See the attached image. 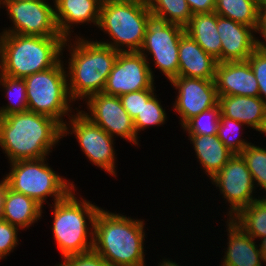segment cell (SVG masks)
Returning <instances> with one entry per match:
<instances>
[{
	"label": "cell",
	"instance_id": "6da1fadb",
	"mask_svg": "<svg viewBox=\"0 0 266 266\" xmlns=\"http://www.w3.org/2000/svg\"><path fill=\"white\" fill-rule=\"evenodd\" d=\"M61 138L62 126L49 116L27 110L0 117V148L8 163L49 157Z\"/></svg>",
	"mask_w": 266,
	"mask_h": 266
},
{
	"label": "cell",
	"instance_id": "7a4b0ae2",
	"mask_svg": "<svg viewBox=\"0 0 266 266\" xmlns=\"http://www.w3.org/2000/svg\"><path fill=\"white\" fill-rule=\"evenodd\" d=\"M144 222L100 208L94 220L93 250L111 266H146Z\"/></svg>",
	"mask_w": 266,
	"mask_h": 266
},
{
	"label": "cell",
	"instance_id": "3957f363",
	"mask_svg": "<svg viewBox=\"0 0 266 266\" xmlns=\"http://www.w3.org/2000/svg\"><path fill=\"white\" fill-rule=\"evenodd\" d=\"M72 39H66L63 45V52L65 49L69 52L66 67L68 92L74 103L79 99L84 102L103 92L119 52L77 34Z\"/></svg>",
	"mask_w": 266,
	"mask_h": 266
},
{
	"label": "cell",
	"instance_id": "277c9868",
	"mask_svg": "<svg viewBox=\"0 0 266 266\" xmlns=\"http://www.w3.org/2000/svg\"><path fill=\"white\" fill-rule=\"evenodd\" d=\"M65 40L63 36L41 37L0 33L2 74L25 78L54 67L65 58Z\"/></svg>",
	"mask_w": 266,
	"mask_h": 266
},
{
	"label": "cell",
	"instance_id": "5b68a950",
	"mask_svg": "<svg viewBox=\"0 0 266 266\" xmlns=\"http://www.w3.org/2000/svg\"><path fill=\"white\" fill-rule=\"evenodd\" d=\"M76 191L74 188L62 200L48 205L54 217L51 229L62 258L93 249L94 220L101 207L81 195L78 199Z\"/></svg>",
	"mask_w": 266,
	"mask_h": 266
},
{
	"label": "cell",
	"instance_id": "8992f818",
	"mask_svg": "<svg viewBox=\"0 0 266 266\" xmlns=\"http://www.w3.org/2000/svg\"><path fill=\"white\" fill-rule=\"evenodd\" d=\"M150 13L146 0H108L101 4L97 28L108 34L110 41L96 42L118 52L139 51Z\"/></svg>",
	"mask_w": 266,
	"mask_h": 266
},
{
	"label": "cell",
	"instance_id": "52a82bcc",
	"mask_svg": "<svg viewBox=\"0 0 266 266\" xmlns=\"http://www.w3.org/2000/svg\"><path fill=\"white\" fill-rule=\"evenodd\" d=\"M48 157L29 160H18L10 163V171L4 175L8 187L22 193L44 207L47 198L53 197V202L65 198L75 187V184L57 174L48 165Z\"/></svg>",
	"mask_w": 266,
	"mask_h": 266
},
{
	"label": "cell",
	"instance_id": "ba28073f",
	"mask_svg": "<svg viewBox=\"0 0 266 266\" xmlns=\"http://www.w3.org/2000/svg\"><path fill=\"white\" fill-rule=\"evenodd\" d=\"M64 62L61 59L54 67L23 78L28 110L49 116L61 126L67 122L64 117L70 118L75 112L68 92L67 62Z\"/></svg>",
	"mask_w": 266,
	"mask_h": 266
},
{
	"label": "cell",
	"instance_id": "9c48e42d",
	"mask_svg": "<svg viewBox=\"0 0 266 266\" xmlns=\"http://www.w3.org/2000/svg\"><path fill=\"white\" fill-rule=\"evenodd\" d=\"M184 33V27L170 23L153 13L149 14L144 41L139 52L147 59L149 66L151 58H148V55H152L154 69H159L169 81L178 77V49Z\"/></svg>",
	"mask_w": 266,
	"mask_h": 266
},
{
	"label": "cell",
	"instance_id": "30bf717a",
	"mask_svg": "<svg viewBox=\"0 0 266 266\" xmlns=\"http://www.w3.org/2000/svg\"><path fill=\"white\" fill-rule=\"evenodd\" d=\"M71 115L68 122L62 126V139L69 134H74L84 156L95 166L109 176L117 177L115 164L117 154L115 152L114 138L101 127L90 121L83 115L80 109Z\"/></svg>",
	"mask_w": 266,
	"mask_h": 266
},
{
	"label": "cell",
	"instance_id": "8fae6325",
	"mask_svg": "<svg viewBox=\"0 0 266 266\" xmlns=\"http://www.w3.org/2000/svg\"><path fill=\"white\" fill-rule=\"evenodd\" d=\"M48 0L1 1L7 17L13 23L1 33L31 36H61L56 19L55 5Z\"/></svg>",
	"mask_w": 266,
	"mask_h": 266
},
{
	"label": "cell",
	"instance_id": "7c38bea8",
	"mask_svg": "<svg viewBox=\"0 0 266 266\" xmlns=\"http://www.w3.org/2000/svg\"><path fill=\"white\" fill-rule=\"evenodd\" d=\"M210 181L221 193L219 195L226 199L225 203L229 206L227 219H232L244 207L262 197L255 195L257 188L240 154H234Z\"/></svg>",
	"mask_w": 266,
	"mask_h": 266
},
{
	"label": "cell",
	"instance_id": "4fadbf2b",
	"mask_svg": "<svg viewBox=\"0 0 266 266\" xmlns=\"http://www.w3.org/2000/svg\"><path fill=\"white\" fill-rule=\"evenodd\" d=\"M87 111L80 110L94 124L101 127L112 138L120 137L131 145H140L133 119L123 108L120 97L105 93L94 94L85 100Z\"/></svg>",
	"mask_w": 266,
	"mask_h": 266
},
{
	"label": "cell",
	"instance_id": "5bb4252c",
	"mask_svg": "<svg viewBox=\"0 0 266 266\" xmlns=\"http://www.w3.org/2000/svg\"><path fill=\"white\" fill-rule=\"evenodd\" d=\"M154 75L147 59L139 51L119 52L103 93L120 97L150 89L155 84Z\"/></svg>",
	"mask_w": 266,
	"mask_h": 266
},
{
	"label": "cell",
	"instance_id": "9a60e30c",
	"mask_svg": "<svg viewBox=\"0 0 266 266\" xmlns=\"http://www.w3.org/2000/svg\"><path fill=\"white\" fill-rule=\"evenodd\" d=\"M170 83L178 91L172 107L180 116L181 127L192 117L219 103L215 80L178 76Z\"/></svg>",
	"mask_w": 266,
	"mask_h": 266
},
{
	"label": "cell",
	"instance_id": "2e32d148",
	"mask_svg": "<svg viewBox=\"0 0 266 266\" xmlns=\"http://www.w3.org/2000/svg\"><path fill=\"white\" fill-rule=\"evenodd\" d=\"M215 84L218 96H259V87L248 61L217 62Z\"/></svg>",
	"mask_w": 266,
	"mask_h": 266
},
{
	"label": "cell",
	"instance_id": "e0dca14e",
	"mask_svg": "<svg viewBox=\"0 0 266 266\" xmlns=\"http://www.w3.org/2000/svg\"><path fill=\"white\" fill-rule=\"evenodd\" d=\"M217 31L221 39V62L246 61L257 48L256 30L217 15Z\"/></svg>",
	"mask_w": 266,
	"mask_h": 266
},
{
	"label": "cell",
	"instance_id": "ac0fdd59",
	"mask_svg": "<svg viewBox=\"0 0 266 266\" xmlns=\"http://www.w3.org/2000/svg\"><path fill=\"white\" fill-rule=\"evenodd\" d=\"M228 242L219 266H262L259 239L254 240L232 219H226Z\"/></svg>",
	"mask_w": 266,
	"mask_h": 266
},
{
	"label": "cell",
	"instance_id": "d6986e66",
	"mask_svg": "<svg viewBox=\"0 0 266 266\" xmlns=\"http://www.w3.org/2000/svg\"><path fill=\"white\" fill-rule=\"evenodd\" d=\"M54 5L57 27L65 39L75 35V25L98 26L101 3L97 0H54Z\"/></svg>",
	"mask_w": 266,
	"mask_h": 266
},
{
	"label": "cell",
	"instance_id": "ffe728a7",
	"mask_svg": "<svg viewBox=\"0 0 266 266\" xmlns=\"http://www.w3.org/2000/svg\"><path fill=\"white\" fill-rule=\"evenodd\" d=\"M178 61V76L215 80L217 60L186 32L180 38Z\"/></svg>",
	"mask_w": 266,
	"mask_h": 266
},
{
	"label": "cell",
	"instance_id": "44dd1931",
	"mask_svg": "<svg viewBox=\"0 0 266 266\" xmlns=\"http://www.w3.org/2000/svg\"><path fill=\"white\" fill-rule=\"evenodd\" d=\"M218 104L222 115L259 132L266 110V103L259 96H219Z\"/></svg>",
	"mask_w": 266,
	"mask_h": 266
},
{
	"label": "cell",
	"instance_id": "7402d4cb",
	"mask_svg": "<svg viewBox=\"0 0 266 266\" xmlns=\"http://www.w3.org/2000/svg\"><path fill=\"white\" fill-rule=\"evenodd\" d=\"M194 148V155L201 169L210 180L234 155L217 135H188Z\"/></svg>",
	"mask_w": 266,
	"mask_h": 266
},
{
	"label": "cell",
	"instance_id": "603a6c76",
	"mask_svg": "<svg viewBox=\"0 0 266 266\" xmlns=\"http://www.w3.org/2000/svg\"><path fill=\"white\" fill-rule=\"evenodd\" d=\"M42 209L34 199L11 190L7 185L0 219L25 230L38 223L44 213Z\"/></svg>",
	"mask_w": 266,
	"mask_h": 266
},
{
	"label": "cell",
	"instance_id": "cb8c5ba5",
	"mask_svg": "<svg viewBox=\"0 0 266 266\" xmlns=\"http://www.w3.org/2000/svg\"><path fill=\"white\" fill-rule=\"evenodd\" d=\"M185 32L192 37L203 50L217 62H221V39L217 31V14L195 13L184 27Z\"/></svg>",
	"mask_w": 266,
	"mask_h": 266
},
{
	"label": "cell",
	"instance_id": "d4e9b609",
	"mask_svg": "<svg viewBox=\"0 0 266 266\" xmlns=\"http://www.w3.org/2000/svg\"><path fill=\"white\" fill-rule=\"evenodd\" d=\"M261 2L262 0H215L214 12L257 30Z\"/></svg>",
	"mask_w": 266,
	"mask_h": 266
},
{
	"label": "cell",
	"instance_id": "484cf974",
	"mask_svg": "<svg viewBox=\"0 0 266 266\" xmlns=\"http://www.w3.org/2000/svg\"><path fill=\"white\" fill-rule=\"evenodd\" d=\"M232 220L254 240L266 236V197L244 207Z\"/></svg>",
	"mask_w": 266,
	"mask_h": 266
},
{
	"label": "cell",
	"instance_id": "4316f807",
	"mask_svg": "<svg viewBox=\"0 0 266 266\" xmlns=\"http://www.w3.org/2000/svg\"><path fill=\"white\" fill-rule=\"evenodd\" d=\"M0 86L6 96L8 103L0 107V117L12 113H19L28 110L26 84L23 78H14L1 74Z\"/></svg>",
	"mask_w": 266,
	"mask_h": 266
},
{
	"label": "cell",
	"instance_id": "83f0119b",
	"mask_svg": "<svg viewBox=\"0 0 266 266\" xmlns=\"http://www.w3.org/2000/svg\"><path fill=\"white\" fill-rule=\"evenodd\" d=\"M151 13L185 27L192 13L186 0H146Z\"/></svg>",
	"mask_w": 266,
	"mask_h": 266
},
{
	"label": "cell",
	"instance_id": "f1b7e54d",
	"mask_svg": "<svg viewBox=\"0 0 266 266\" xmlns=\"http://www.w3.org/2000/svg\"><path fill=\"white\" fill-rule=\"evenodd\" d=\"M240 155L246 162L254 185L260 187V191L263 189L265 195L262 197H266V147L250 143Z\"/></svg>",
	"mask_w": 266,
	"mask_h": 266
},
{
	"label": "cell",
	"instance_id": "f546056e",
	"mask_svg": "<svg viewBox=\"0 0 266 266\" xmlns=\"http://www.w3.org/2000/svg\"><path fill=\"white\" fill-rule=\"evenodd\" d=\"M221 108L216 105L189 119L183 126L188 135H217Z\"/></svg>",
	"mask_w": 266,
	"mask_h": 266
},
{
	"label": "cell",
	"instance_id": "4dcf8cb0",
	"mask_svg": "<svg viewBox=\"0 0 266 266\" xmlns=\"http://www.w3.org/2000/svg\"><path fill=\"white\" fill-rule=\"evenodd\" d=\"M244 127L246 126L243 123L220 115L217 136L234 154H240L251 143L241 138L242 135H238L243 134L240 132L244 130Z\"/></svg>",
	"mask_w": 266,
	"mask_h": 266
},
{
	"label": "cell",
	"instance_id": "1f68e13d",
	"mask_svg": "<svg viewBox=\"0 0 266 266\" xmlns=\"http://www.w3.org/2000/svg\"><path fill=\"white\" fill-rule=\"evenodd\" d=\"M165 111L156 94L148 102H144L141 112H139L137 117L133 120L137 137H140L138 135L141 130L144 131L146 128L153 126L158 127L165 124L167 121V114Z\"/></svg>",
	"mask_w": 266,
	"mask_h": 266
},
{
	"label": "cell",
	"instance_id": "d6a6232c",
	"mask_svg": "<svg viewBox=\"0 0 266 266\" xmlns=\"http://www.w3.org/2000/svg\"><path fill=\"white\" fill-rule=\"evenodd\" d=\"M155 84L150 89H143L136 92L126 93L120 96L123 108L128 112L129 116L134 120L141 109L144 102H148L156 93Z\"/></svg>",
	"mask_w": 266,
	"mask_h": 266
},
{
	"label": "cell",
	"instance_id": "836d02e7",
	"mask_svg": "<svg viewBox=\"0 0 266 266\" xmlns=\"http://www.w3.org/2000/svg\"><path fill=\"white\" fill-rule=\"evenodd\" d=\"M247 61L257 79L259 97L266 103V50L256 48Z\"/></svg>",
	"mask_w": 266,
	"mask_h": 266
},
{
	"label": "cell",
	"instance_id": "e575fe53",
	"mask_svg": "<svg viewBox=\"0 0 266 266\" xmlns=\"http://www.w3.org/2000/svg\"><path fill=\"white\" fill-rule=\"evenodd\" d=\"M19 230L16 226L0 219V260L7 259V256L20 244V239L18 238Z\"/></svg>",
	"mask_w": 266,
	"mask_h": 266
},
{
	"label": "cell",
	"instance_id": "d590c367",
	"mask_svg": "<svg viewBox=\"0 0 266 266\" xmlns=\"http://www.w3.org/2000/svg\"><path fill=\"white\" fill-rule=\"evenodd\" d=\"M55 266H111L93 249L85 252L64 257L62 262Z\"/></svg>",
	"mask_w": 266,
	"mask_h": 266
},
{
	"label": "cell",
	"instance_id": "8d00e7d4",
	"mask_svg": "<svg viewBox=\"0 0 266 266\" xmlns=\"http://www.w3.org/2000/svg\"><path fill=\"white\" fill-rule=\"evenodd\" d=\"M263 38V41L256 37L257 48L266 50V2L262 0L260 5V15L256 34Z\"/></svg>",
	"mask_w": 266,
	"mask_h": 266
},
{
	"label": "cell",
	"instance_id": "74e56055",
	"mask_svg": "<svg viewBox=\"0 0 266 266\" xmlns=\"http://www.w3.org/2000/svg\"><path fill=\"white\" fill-rule=\"evenodd\" d=\"M192 14L212 13L215 9V0H186Z\"/></svg>",
	"mask_w": 266,
	"mask_h": 266
},
{
	"label": "cell",
	"instance_id": "f35d334b",
	"mask_svg": "<svg viewBox=\"0 0 266 266\" xmlns=\"http://www.w3.org/2000/svg\"><path fill=\"white\" fill-rule=\"evenodd\" d=\"M6 189H7V183L5 181V178L3 177V179L0 180V216L2 213V209H3V203H4V197H5Z\"/></svg>",
	"mask_w": 266,
	"mask_h": 266
},
{
	"label": "cell",
	"instance_id": "ab89813d",
	"mask_svg": "<svg viewBox=\"0 0 266 266\" xmlns=\"http://www.w3.org/2000/svg\"><path fill=\"white\" fill-rule=\"evenodd\" d=\"M259 249L262 254V259L266 265V236L261 238L259 242Z\"/></svg>",
	"mask_w": 266,
	"mask_h": 266
},
{
	"label": "cell",
	"instance_id": "60d3db41",
	"mask_svg": "<svg viewBox=\"0 0 266 266\" xmlns=\"http://www.w3.org/2000/svg\"><path fill=\"white\" fill-rule=\"evenodd\" d=\"M158 265L157 266H181L176 262H173L171 259L169 258H163L162 260L158 261Z\"/></svg>",
	"mask_w": 266,
	"mask_h": 266
},
{
	"label": "cell",
	"instance_id": "b9f144b4",
	"mask_svg": "<svg viewBox=\"0 0 266 266\" xmlns=\"http://www.w3.org/2000/svg\"><path fill=\"white\" fill-rule=\"evenodd\" d=\"M260 134H264L266 136V110H265V114H264V119H263V123L262 126L259 130Z\"/></svg>",
	"mask_w": 266,
	"mask_h": 266
},
{
	"label": "cell",
	"instance_id": "7bdbcfd3",
	"mask_svg": "<svg viewBox=\"0 0 266 266\" xmlns=\"http://www.w3.org/2000/svg\"><path fill=\"white\" fill-rule=\"evenodd\" d=\"M2 74V64H1V45H0V76Z\"/></svg>",
	"mask_w": 266,
	"mask_h": 266
},
{
	"label": "cell",
	"instance_id": "ee69618b",
	"mask_svg": "<svg viewBox=\"0 0 266 266\" xmlns=\"http://www.w3.org/2000/svg\"><path fill=\"white\" fill-rule=\"evenodd\" d=\"M1 1H34V0H1Z\"/></svg>",
	"mask_w": 266,
	"mask_h": 266
},
{
	"label": "cell",
	"instance_id": "f6af8a7d",
	"mask_svg": "<svg viewBox=\"0 0 266 266\" xmlns=\"http://www.w3.org/2000/svg\"><path fill=\"white\" fill-rule=\"evenodd\" d=\"M99 1L101 4H104L105 2H107L108 0H97Z\"/></svg>",
	"mask_w": 266,
	"mask_h": 266
}]
</instances>
